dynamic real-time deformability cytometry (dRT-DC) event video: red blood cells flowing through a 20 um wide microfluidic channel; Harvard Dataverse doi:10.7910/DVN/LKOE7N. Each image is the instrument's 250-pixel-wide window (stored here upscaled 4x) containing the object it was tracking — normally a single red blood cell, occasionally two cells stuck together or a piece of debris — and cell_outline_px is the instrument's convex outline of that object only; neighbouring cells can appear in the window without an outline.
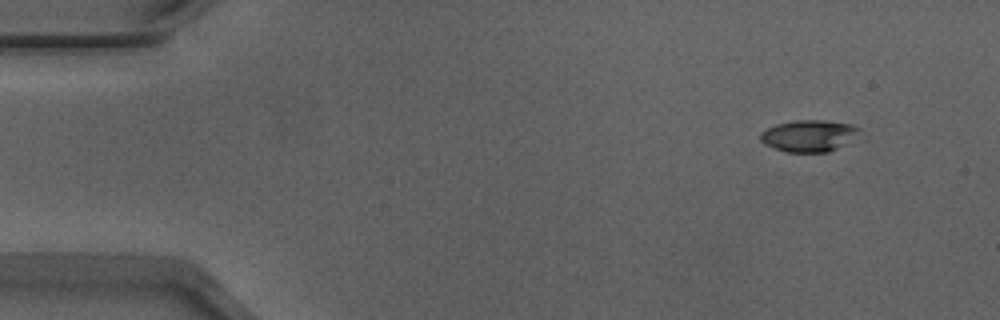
{"species": "Egyptian fruit bat (a non-hibernating species)", "species_latin": "Rousettus aegyptiacus", "temperature_condition": "warm", "stored_images_in_passage": 49, "camera_frame_rate_fps": 3000, "um_per_image_px": 0.085, "animal": {"sex": "male"}, "frame": {"image": 1, "passage_image": 1, "time_ms": 0.0, "image_size_px": [1000, 320], "cell_outline_px": [[860, 128], [836, 148], [828, 152], [784, 152], [764, 144], [760, 140], [760, 132], [776, 124], [796, 120], [824, 120], [852, 124]], "centroid_in_image_um": [68.63, 11.53], "position_along_channel_um": 16.4, "area_um2": 17.74}}
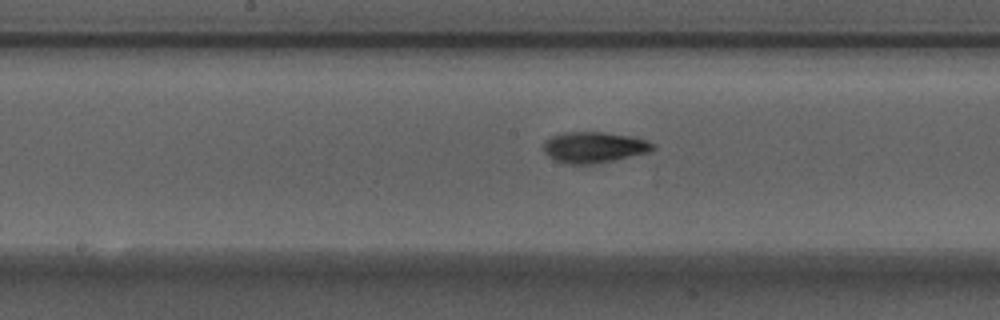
{"frame": {"image": 2, "passage_image": 23, "time_ms": 7.333, "image_size_px": [1000, 320], "cell_outline_px": [[656, 148], [648, 152], [596, 164], [568, 164], [556, 160], [548, 156], [544, 152], [544, 140], [552, 136], [564, 132], [604, 132], [636, 136], [656, 144]], "centroid_in_image_um": [50.52, 12.51], "position_along_channel_um": 197.7, "area_um2": 19.88}}
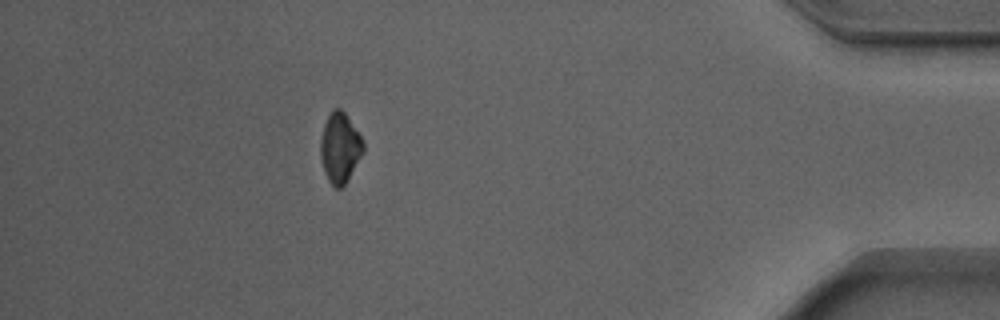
{"frame": {"image": 3, "passage_image": 43, "time_ms": 14.0, "image_size_px": [1000, 320], "cell_outline_px": [[364, 152], [344, 184], [340, 188], [336, 188], [328, 180], [324, 172], [320, 156], [320, 140], [324, 124], [332, 108], [340, 108], [344, 112], [360, 136], [364, 144]], "centroid_in_image_um": [28.87, 12.55], "position_along_channel_um": 406.3, "area_um2": 17.22}, "authors_computed_cell_mechanics": {"area_um2": 18.3226, "velocity_mm_per_s": 3.9134, "shape_relaxation_time_tau1_ms": 2.7288, "shape_relaxation_time_tau2_ms": 2.2821, "deformation_change_tau1": 0.1099, "deformation_change_tau2": 0.0549}}